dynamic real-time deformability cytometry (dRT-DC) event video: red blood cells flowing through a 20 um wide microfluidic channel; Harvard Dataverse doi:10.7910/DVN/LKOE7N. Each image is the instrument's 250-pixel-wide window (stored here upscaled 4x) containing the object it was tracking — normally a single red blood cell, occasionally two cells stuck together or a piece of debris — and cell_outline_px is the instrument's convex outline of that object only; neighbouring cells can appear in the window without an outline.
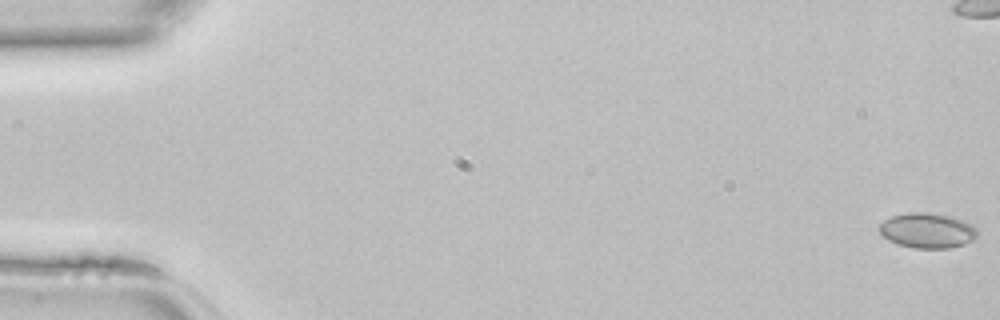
{"species": "common noctule bat (a hibernating species)", "species_latin": "Nyctalus noctula", "temperature_condition": "room temperature", "stored_images_in_passage": 47, "camera_frame_rate_fps": 3000, "um_per_image_px": 0.085, "animal": {"sex": "female", "body_mass_g": 22.7, "forearm_length_mm": 54.2}, "frame": {"image": 1, "passage_image": 1, "time_ms": 0.0, "image_size_px": [1000, 320], "cell_outline_px": [[976, 236], [972, 240], [964, 244], [948, 248], [912, 248], [896, 244], [888, 240], [876, 228], [884, 220], [892, 216], [908, 212], [928, 212], [952, 216], [964, 220], [972, 224], [976, 228]], "centroid_in_image_um": [78.8, 19.58], "position_along_channel_um": 6.2, "area_um2": 20.23}}
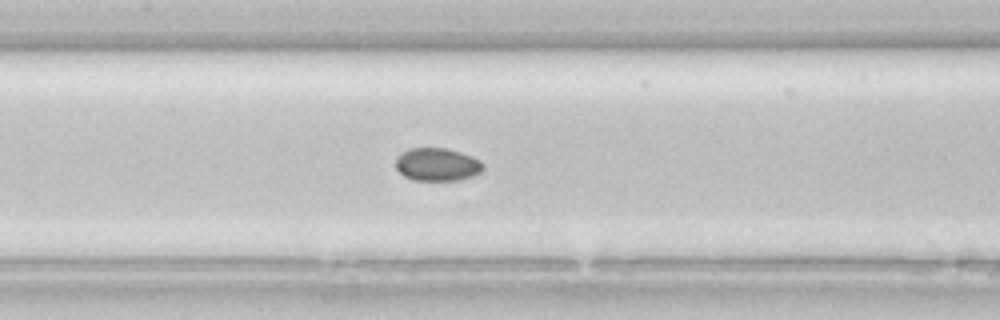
{"frame": {"image": 2, "passage_image": 22, "time_ms": 7.0, "image_size_px": [1000, 320], "cell_outline_px": [[484, 168], [480, 172], [472, 176], [456, 180], [412, 180], [404, 176], [396, 168], [396, 156], [400, 152], [408, 148], [448, 148], [472, 156], [480, 160], [484, 164]], "centroid_in_image_um": [37.14, 13.97], "position_along_channel_um": 170.3, "area_um2": 16.94}}
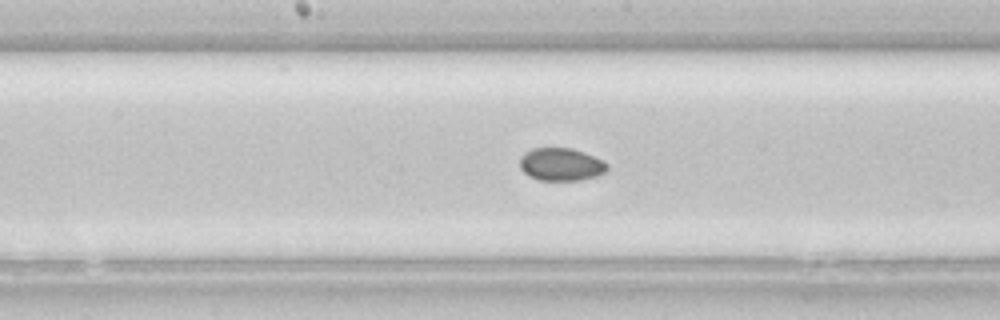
{"frame": {"image": 3, "passage_image": 24, "time_ms": 7.667, "image_size_px": [1000, 320], "cell_outline_px": [[608, 168], [604, 172], [596, 176], [580, 180], [540, 180], [528, 176], [520, 168], [520, 156], [524, 152], [532, 148], [572, 148], [604, 160], [608, 164]], "centroid_in_image_um": [47.67, 13.97], "position_along_channel_um": 200.5, "area_um2": 16.76}}